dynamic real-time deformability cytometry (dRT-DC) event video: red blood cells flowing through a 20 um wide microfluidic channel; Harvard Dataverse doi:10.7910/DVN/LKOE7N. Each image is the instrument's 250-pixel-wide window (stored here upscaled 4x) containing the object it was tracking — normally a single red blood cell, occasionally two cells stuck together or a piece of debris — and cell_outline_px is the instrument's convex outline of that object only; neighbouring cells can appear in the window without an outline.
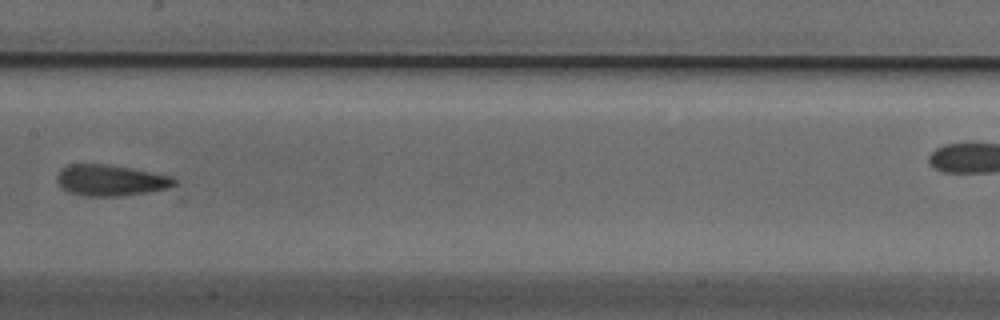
{"species": "Egyptian fruit bat (a non-hibernating species)", "species_latin": "Rousettus aegyptiacus", "temperature_condition": "cold", "stored_images_in_passage": 7, "camera_frame_rate_fps": 3000, "um_per_image_px": 0.085, "animal": {"sex": "male"}, "frame": {"image": 1, "passage_image": 7, "time_ms": 2.0, "image_size_px": [1000, 320], "cell_outline_px": [[180, 184], [168, 188], [120, 196], [84, 196], [72, 192], [64, 188], [56, 180], [56, 176], [60, 168], [68, 164], [104, 164], [176, 176], [180, 180]], "centroid_in_image_um": [9.47, 15.31], "position_along_channel_um": 197.9, "area_um2": 21.33}}